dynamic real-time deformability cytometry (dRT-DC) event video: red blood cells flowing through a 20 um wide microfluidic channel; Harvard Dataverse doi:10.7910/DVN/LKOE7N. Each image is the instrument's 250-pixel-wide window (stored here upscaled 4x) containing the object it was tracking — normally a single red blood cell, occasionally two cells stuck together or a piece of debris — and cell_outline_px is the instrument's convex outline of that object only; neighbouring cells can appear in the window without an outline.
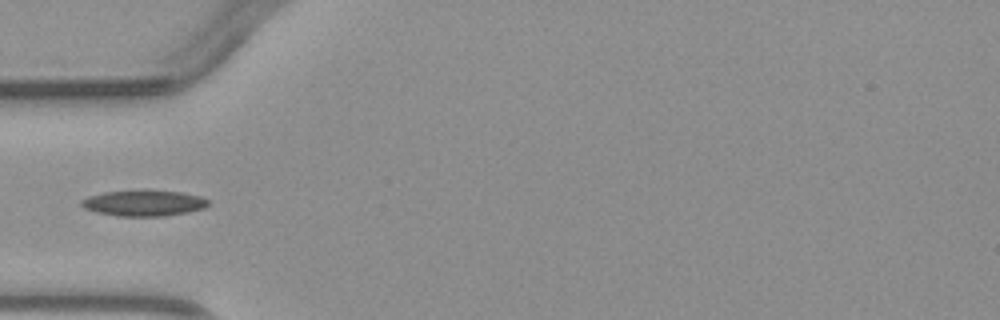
{"species": "common noctule bat (a hibernating species)", "species_latin": "Nyctalus noctula", "temperature_condition": "warm", "stored_images_in_passage": 1, "camera_frame_rate_fps": 3000, "um_per_image_px": 0.085, "animal": {"sex": "male", "body_mass_g": 23.1, "forearm_length_mm": 52.7}, "frame": {"image": 1, "passage_image": 1, "time_ms": 0.0, "image_size_px": [1000, 320], "cell_outline_px": [[208, 204], [204, 208], [188, 212], [164, 216], [116, 216], [96, 212], [84, 208], [80, 204], [80, 200], [88, 196], [104, 192], [180, 192], [200, 196], [208, 200]], "centroid_in_image_um": [12.19, 17.29], "position_along_channel_um": 72.8, "area_um2": 18.55}}